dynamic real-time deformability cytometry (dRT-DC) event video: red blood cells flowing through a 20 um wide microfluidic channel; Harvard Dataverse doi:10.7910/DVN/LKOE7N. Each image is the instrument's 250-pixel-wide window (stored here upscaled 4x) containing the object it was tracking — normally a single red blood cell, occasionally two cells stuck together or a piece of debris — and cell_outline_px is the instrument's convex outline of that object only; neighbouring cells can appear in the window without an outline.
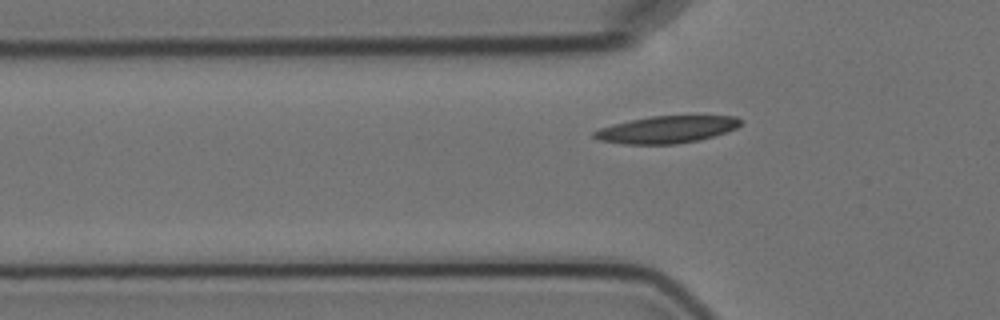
{"species": "Egyptian fruit bat (a non-hibernating species)", "species_latin": "Rousettus aegyptiacus", "temperature_condition": "cold", "stored_images_in_passage": 4, "camera_frame_rate_fps": 3000, "um_per_image_px": 0.085, "animal": {"sex": "female"}, "frame": {"image": 1, "passage_image": 4, "time_ms": 4.667, "image_size_px": [1000, 320], "cell_outline_px": [[744, 120], [736, 128], [700, 140], [676, 144], [624, 144], [600, 140], [592, 136], [592, 132], [600, 128], [612, 124], [652, 116], [736, 116]], "centroid_in_image_um": [56.66, 11.01], "position_along_channel_um": 69.1, "area_um2": 23.0}}